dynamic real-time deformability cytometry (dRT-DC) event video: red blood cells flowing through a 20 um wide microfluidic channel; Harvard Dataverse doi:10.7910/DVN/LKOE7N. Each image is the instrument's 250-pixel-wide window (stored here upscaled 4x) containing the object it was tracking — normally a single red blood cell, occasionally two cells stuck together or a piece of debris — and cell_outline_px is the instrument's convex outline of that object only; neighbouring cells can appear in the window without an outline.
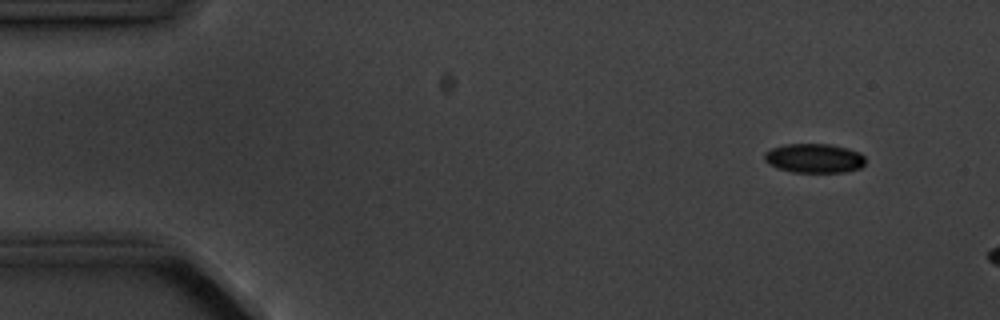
{"species": "common noctule bat (a hibernating species)", "species_latin": "Nyctalus noctula", "temperature_condition": "cold", "stored_images_in_passage": 4, "camera_frame_rate_fps": 3000, "um_per_image_px": 0.085, "animal": {"sex": "male", "body_mass_g": 20.1, "forearm_length_mm": 53.5}, "frame": {"image": 1, "passage_image": 2, "time_ms": 1.333, "image_size_px": [1000, 320], "cell_outline_px": [[864, 164], [860, 168], [844, 172], [792, 172], [776, 168], [768, 164], [764, 160], [764, 152], [772, 148], [784, 144], [828, 144], [848, 148], [860, 152], [864, 156]], "centroid_in_image_um": [69.18, 13.45], "position_along_channel_um": 15.8, "area_um2": 17.34}}